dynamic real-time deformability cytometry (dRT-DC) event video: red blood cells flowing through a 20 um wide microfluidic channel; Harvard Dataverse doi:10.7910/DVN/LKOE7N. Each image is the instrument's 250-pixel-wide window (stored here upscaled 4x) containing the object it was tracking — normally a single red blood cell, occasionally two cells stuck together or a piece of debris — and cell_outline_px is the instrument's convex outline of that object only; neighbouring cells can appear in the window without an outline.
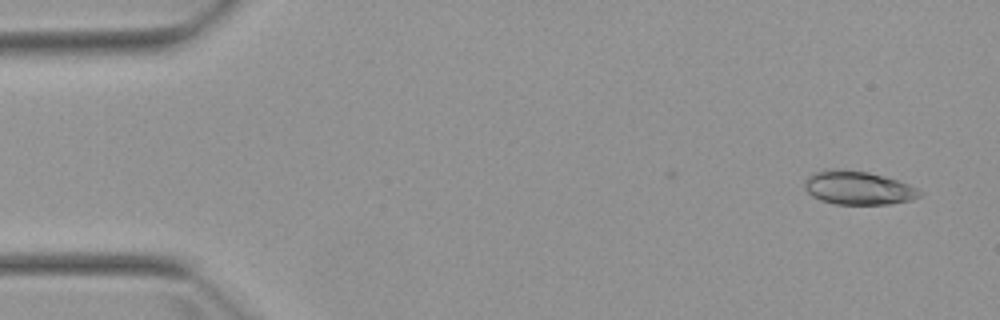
{"species": "Egyptian fruit bat (a non-hibernating species)", "species_latin": "Rousettus aegyptiacus", "temperature_condition": "warm", "stored_images_in_passage": 2, "camera_frame_rate_fps": 3000, "um_per_image_px": 0.085, "animal": {"sex": "female"}, "frame": {"image": 1, "passage_image": 2, "time_ms": 1.0, "image_size_px": [1000, 320], "cell_outline_px": [[924, 192], [920, 196], [908, 200], [888, 204], [836, 204], [820, 200], [812, 196], [804, 188], [804, 180], [812, 172], [832, 168], [868, 172], [896, 180], [908, 184]], "centroid_in_image_um": [72.89, 15.96], "position_along_channel_um": 12.1, "area_um2": 22.43}}